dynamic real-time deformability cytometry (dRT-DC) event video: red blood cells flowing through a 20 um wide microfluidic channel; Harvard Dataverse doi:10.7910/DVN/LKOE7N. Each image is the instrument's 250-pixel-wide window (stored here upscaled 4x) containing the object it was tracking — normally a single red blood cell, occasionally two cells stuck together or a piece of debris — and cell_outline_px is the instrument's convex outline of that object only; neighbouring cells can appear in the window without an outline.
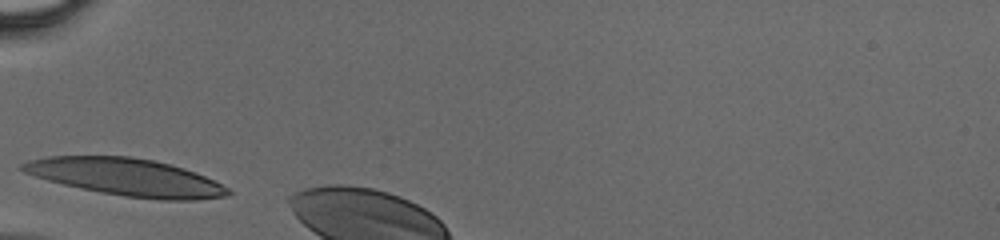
{"species": "human", "species_latin": "Homo sapiens", "temperature_condition": "cold", "stored_images_in_passage": 23, "camera_frame_rate_fps": 3000, "um_per_image_px": 0.085, "donor": {"sex": "male"}, "frame": {"image": 1, "passage_image": 1, "time_ms": 0.0, "image_size_px": [1000, 240], "cell_outline_px": [[232, 192], [228, 196], [196, 200], [160, 200], [124, 196], [100, 192], [80, 188], [48, 180], [24, 172], [20, 168], [20, 164], [28, 160], [48, 156], [132, 156], [152, 160], [184, 168], [196, 172], [228, 188]], "centroid_in_image_um": [10.73, 15.06], "position_along_channel_um": 74.3, "area_um2": 44.51}}
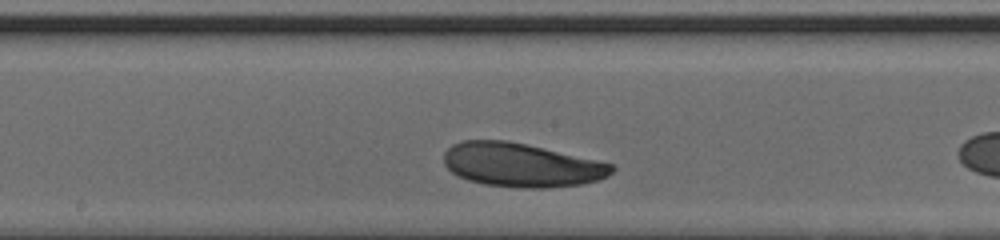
{"frame": {"image": 2, "passage_image": 10, "time_ms": 3.0, "image_size_px": [1000, 240], "cell_outline_px": [[616, 168], [608, 176], [600, 180], [580, 184], [548, 188], [520, 188], [484, 184], [468, 180], [452, 172], [444, 164], [444, 152], [452, 144], [460, 140], [508, 140], [612, 164]], "centroid_in_image_um": [44.29, 14.03], "position_along_channel_um": 203.9, "area_um2": 42.71}}
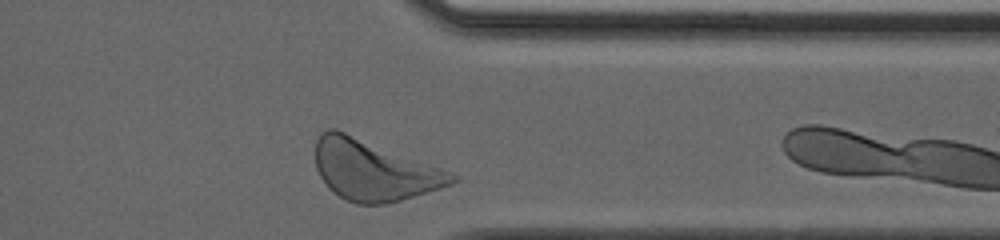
{"frame": {"image": 3, "passage_image": 22, "time_ms": 7.0, "image_size_px": [1000, 240], "cell_outline_px": [[460, 180], [452, 184], [400, 200], [384, 204], [356, 204], [344, 200], [328, 188], [320, 176], [316, 168], [316, 140], [320, 132], [328, 128], [336, 128], [452, 172], [460, 176]], "centroid_in_image_um": [31.75, 14.47], "position_along_channel_um": 379.6, "area_um2": 48.09}}